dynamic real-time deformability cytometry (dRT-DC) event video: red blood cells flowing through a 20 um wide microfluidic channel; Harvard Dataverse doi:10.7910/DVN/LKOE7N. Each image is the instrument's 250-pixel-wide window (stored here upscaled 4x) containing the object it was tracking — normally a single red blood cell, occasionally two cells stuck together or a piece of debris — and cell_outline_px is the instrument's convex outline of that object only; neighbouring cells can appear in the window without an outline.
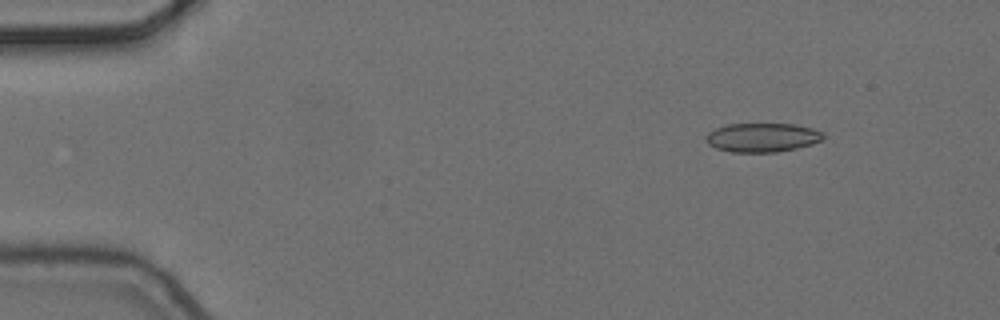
{"species": "common noctule bat (a hibernating species)", "species_latin": "Nyctalus noctula", "temperature_condition": "cold", "stored_images_in_passage": 5, "camera_frame_rate_fps": 3000, "um_per_image_px": 0.085, "animal": {"sex": "female", "body_mass_g": 24.6, "forearm_length_mm": 56.2}, "frame": {"image": 1, "passage_image": 2, "time_ms": 0.333, "image_size_px": [1000, 320], "cell_outline_px": [[824, 136], [820, 140], [812, 144], [796, 148], [776, 152], [732, 152], [716, 148], [708, 144], [704, 140], [704, 136], [708, 132], [716, 128], [728, 124], [796, 124], [812, 128], [824, 132]], "centroid_in_image_um": [64.77, 11.68], "position_along_channel_um": 20.2, "area_um2": 19.88}}